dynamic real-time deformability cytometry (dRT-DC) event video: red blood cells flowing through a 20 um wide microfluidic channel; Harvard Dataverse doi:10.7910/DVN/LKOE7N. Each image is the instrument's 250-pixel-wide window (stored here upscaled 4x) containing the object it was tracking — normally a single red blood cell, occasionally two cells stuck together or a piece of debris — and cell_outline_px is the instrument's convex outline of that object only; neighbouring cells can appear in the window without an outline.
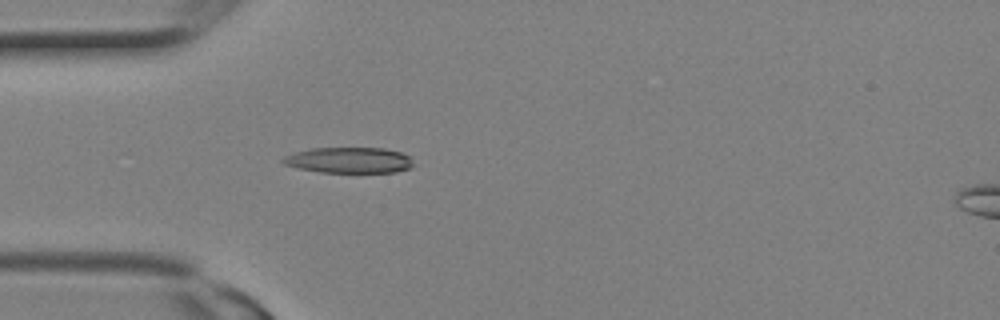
{"species": "Egyptian fruit bat (a non-hibernating species)", "species_latin": "Rousettus aegyptiacus", "temperature_condition": "room temperature", "stored_images_in_passage": 4, "camera_frame_rate_fps": 3000, "um_per_image_px": 0.085, "animal": {"sex": "female"}, "frame": {"image": 1, "passage_image": 3, "time_ms": 0.667, "image_size_px": [1000, 320], "cell_outline_px": [[416, 164], [412, 168], [396, 172], [320, 172], [300, 168], [284, 164], [280, 160], [284, 156], [296, 152], [312, 148], [384, 148], [400, 152], [408, 156]], "centroid_in_image_um": [29.71, 13.61], "position_along_channel_um": 55.3, "area_um2": 19.59}}